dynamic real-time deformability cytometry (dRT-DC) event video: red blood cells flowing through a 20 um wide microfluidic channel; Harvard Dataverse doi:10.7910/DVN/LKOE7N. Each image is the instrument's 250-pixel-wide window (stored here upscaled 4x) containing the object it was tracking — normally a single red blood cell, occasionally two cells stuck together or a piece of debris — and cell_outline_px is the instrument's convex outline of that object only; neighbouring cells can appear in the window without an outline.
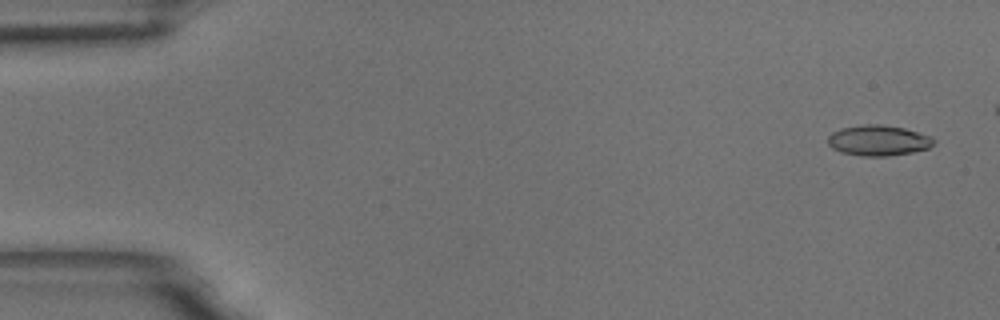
{"species": "common noctule bat (a hibernating species)", "species_latin": "Nyctalus noctula", "temperature_condition": "room temperature", "stored_images_in_passage": 51, "camera_frame_rate_fps": 3000, "um_per_image_px": 0.085, "animal": {"sex": "male", "body_mass_g": 18.8}, "frame": {"image": 1, "passage_image": 3, "time_ms": 0.667, "image_size_px": [1000, 320], "cell_outline_px": [[936, 144], [928, 148], [912, 152], [888, 156], [864, 156], [840, 152], [832, 148], [828, 144], [828, 136], [832, 132], [840, 128], [864, 124], [880, 124], [904, 128], [932, 136], [936, 140]], "centroid_in_image_um": [74.68, 11.93], "position_along_channel_um": 10.3, "area_um2": 19.02}}
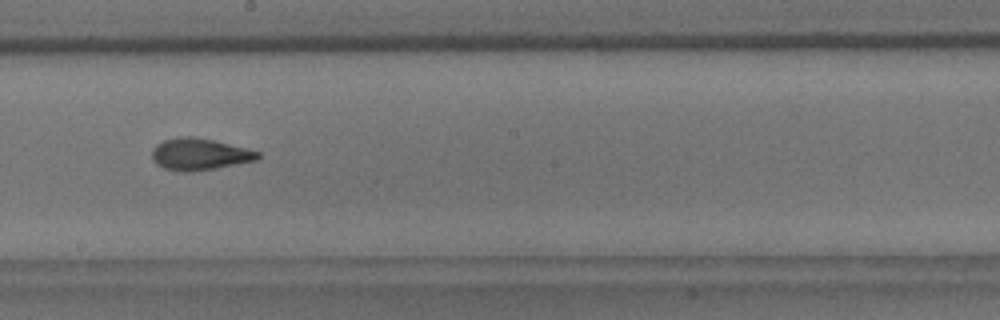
{"frame": {"image": 2, "passage_image": 32, "time_ms": 10.333, "image_size_px": [1000, 320], "cell_outline_px": [[260, 156], [256, 160], [216, 168], [192, 172], [180, 172], [164, 168], [156, 164], [152, 160], [152, 148], [156, 144], [164, 140], [176, 136], [192, 136], [212, 140], [248, 148], [260, 152]], "centroid_in_image_um": [16.93, 13.11], "position_along_channel_um": 231.3, "area_um2": 19.77}}
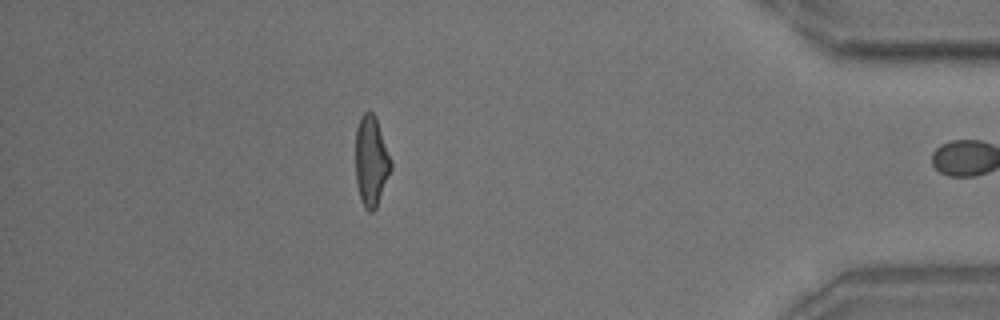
{"frame": {"image": 3, "passage_image": 50, "time_ms": 16.333, "image_size_px": [1000, 320], "cell_outline_px": [[392, 168], [376, 208], [372, 212], [368, 212], [364, 208], [360, 200], [356, 180], [356, 128], [360, 116], [364, 112], [372, 112], [376, 116], [392, 160]], "centroid_in_image_um": [31.56, 13.69], "position_along_channel_um": 403.6, "area_um2": 18.84}, "authors_computed_cell_mechanics": {"area_um2": 18.9006, "velocity_mm_per_s": 3.6132, "shape_relaxation_time_tau1_ms": 6.4423, "shape_relaxation_time_tau2_ms": 2.1898, "deformation_change_tau1": 0.1921, "deformation_change_tau2": 0.1057}}